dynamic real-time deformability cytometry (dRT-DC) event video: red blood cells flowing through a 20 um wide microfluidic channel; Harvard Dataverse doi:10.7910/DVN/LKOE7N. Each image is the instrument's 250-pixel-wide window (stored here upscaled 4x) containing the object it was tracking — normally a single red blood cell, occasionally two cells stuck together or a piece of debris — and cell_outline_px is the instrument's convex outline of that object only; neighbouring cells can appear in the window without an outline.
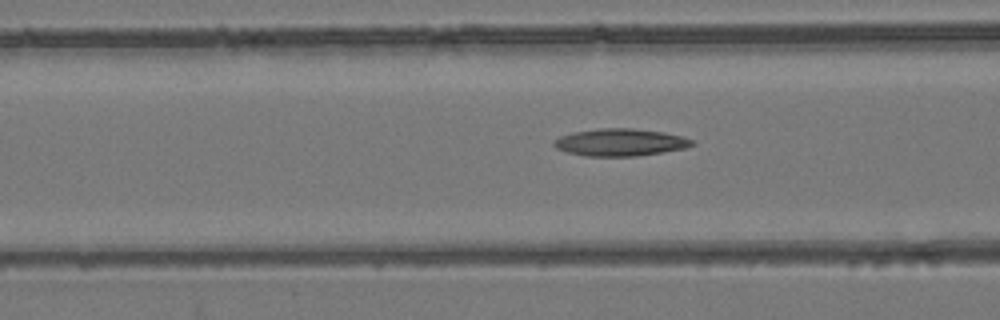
{"species": "common noctule bat (a hibernating species)", "species_latin": "Nyctalus noctula", "temperature_condition": "room temperature", "stored_images_in_passage": 36, "camera_frame_rate_fps": 3000, "um_per_image_px": 0.085, "animal": {"sex": "female", "body_mass_g": 24.6, "forearm_length_mm": 56.2}, "frame": {"image": 1, "passage_image": 4, "time_ms": 1.0, "image_size_px": [1000, 320], "cell_outline_px": [[696, 144], [684, 148], [636, 156], [584, 156], [568, 152], [556, 148], [552, 144], [560, 136], [572, 132], [600, 128], [632, 128], [664, 132], [684, 136], [692, 140]], "centroid_in_image_um": [52.72, 12.09], "position_along_channel_um": 113.9, "area_um2": 21.91}}
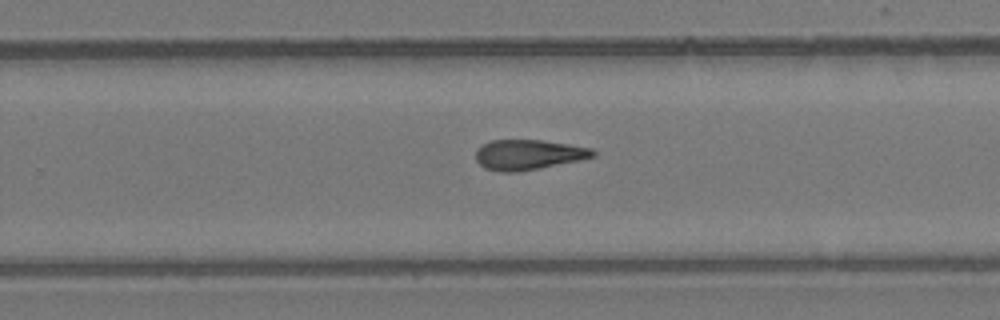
{"frame": {"image": 2, "passage_image": 17, "time_ms": 5.333, "image_size_px": [1000, 320], "cell_outline_px": [[596, 156], [580, 160], [516, 172], [500, 172], [484, 168], [476, 160], [476, 148], [492, 140], [540, 140], [568, 144], [592, 148], [596, 152]], "centroid_in_image_um": [44.9, 13.14], "position_along_channel_um": 284.9, "area_um2": 20.46}}
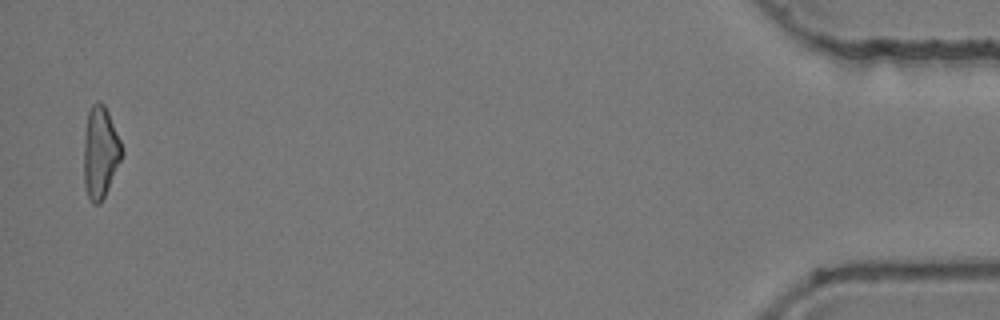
{"frame": {"image": 3, "passage_image": 35, "time_ms": 11.333, "image_size_px": [1000, 320], "cell_outline_px": [[124, 152], [108, 188], [100, 204], [92, 204], [88, 196], [84, 184], [84, 140], [88, 112], [92, 104], [100, 100], [104, 104], [108, 112], [120, 140]], "centroid_in_image_um": [8.52, 12.95], "position_along_channel_um": 426.7, "area_um2": 20.17}}